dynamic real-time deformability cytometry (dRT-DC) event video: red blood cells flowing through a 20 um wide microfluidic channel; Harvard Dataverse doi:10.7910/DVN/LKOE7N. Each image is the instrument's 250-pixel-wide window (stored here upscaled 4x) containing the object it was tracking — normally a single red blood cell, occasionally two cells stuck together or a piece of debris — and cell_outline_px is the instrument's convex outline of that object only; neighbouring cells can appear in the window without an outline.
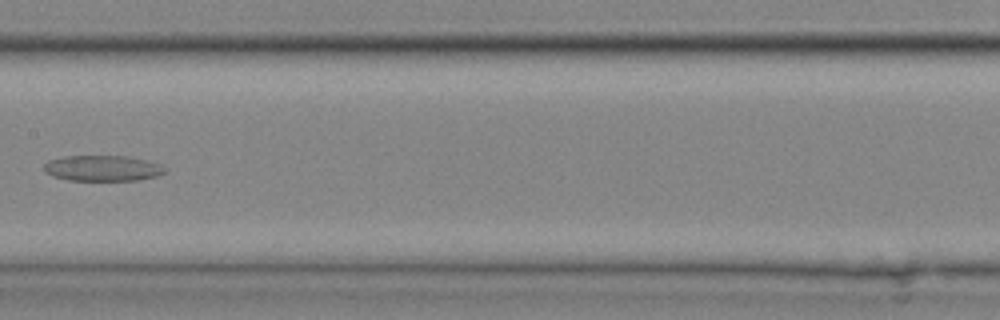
{"species": "common noctule bat (a hibernating species)", "species_latin": "Nyctalus noctula", "temperature_condition": "cold", "stored_images_in_passage": 19, "camera_frame_rate_fps": 3000, "um_per_image_px": 0.085, "animal": {"sex": "male", "body_mass_g": 20.4}, "frame": {"image": 1, "passage_image": 16, "time_ms": 5.0, "image_size_px": [1000, 320], "cell_outline_px": [[164, 172], [156, 176], [140, 180], [68, 180], [52, 176], [44, 172], [44, 164], [48, 160], [64, 156], [128, 156], [148, 160], [160, 164], [164, 168]], "centroid_in_image_um": [8.69, 14.29], "position_along_channel_um": 198.7, "area_um2": 18.15}}
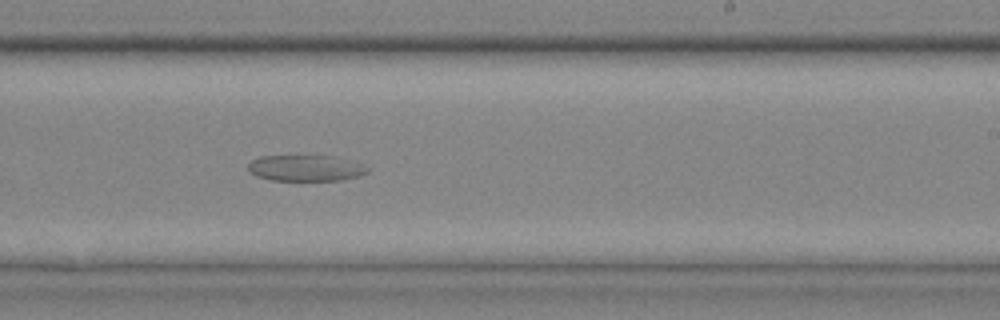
{"frame": {"image": 2, "passage_image": 19, "time_ms": 6.0, "image_size_px": [1000, 320], "cell_outline_px": [[368, 172], [360, 176], [340, 180], [272, 180], [256, 176], [248, 172], [248, 164], [252, 160], [260, 156], [332, 156], [360, 164], [368, 168]], "centroid_in_image_um": [25.93, 14.29], "position_along_channel_um": 263.1, "area_um2": 17.92}}